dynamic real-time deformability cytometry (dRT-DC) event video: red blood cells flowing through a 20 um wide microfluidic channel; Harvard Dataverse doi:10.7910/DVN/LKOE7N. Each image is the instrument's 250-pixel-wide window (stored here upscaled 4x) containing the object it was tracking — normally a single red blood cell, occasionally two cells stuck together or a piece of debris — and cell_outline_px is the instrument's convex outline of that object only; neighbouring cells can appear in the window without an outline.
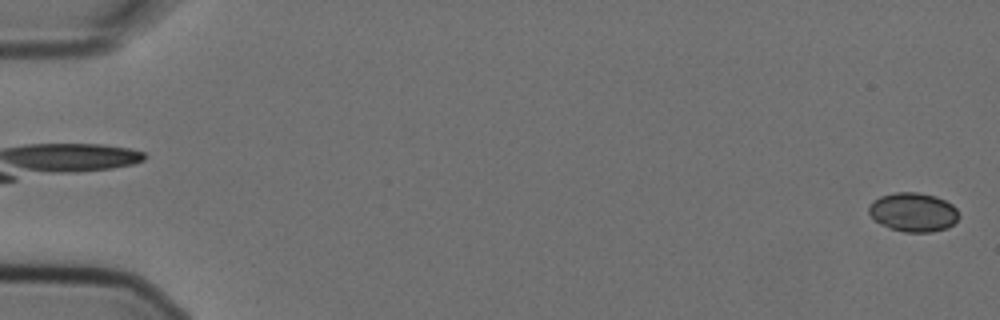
{"species": "Egyptian fruit bat (a non-hibernating species)", "species_latin": "Rousettus aegyptiacus", "temperature_condition": "cold", "stored_images_in_passage": 5, "camera_frame_rate_fps": 3000, "um_per_image_px": 0.085, "animal": {"sex": "female"}, "frame": {"image": 1, "passage_image": 5, "time_ms": 1.333, "image_size_px": [1000, 320], "cell_outline_px": [[960, 216], [948, 228], [932, 232], [904, 232], [888, 228], [880, 224], [868, 212], [868, 208], [872, 200], [880, 196], [896, 192], [920, 192], [936, 196], [952, 204], [956, 208]], "centroid_in_image_um": [77.62, 18.03], "position_along_channel_um": 7.4, "area_um2": 20.63}}